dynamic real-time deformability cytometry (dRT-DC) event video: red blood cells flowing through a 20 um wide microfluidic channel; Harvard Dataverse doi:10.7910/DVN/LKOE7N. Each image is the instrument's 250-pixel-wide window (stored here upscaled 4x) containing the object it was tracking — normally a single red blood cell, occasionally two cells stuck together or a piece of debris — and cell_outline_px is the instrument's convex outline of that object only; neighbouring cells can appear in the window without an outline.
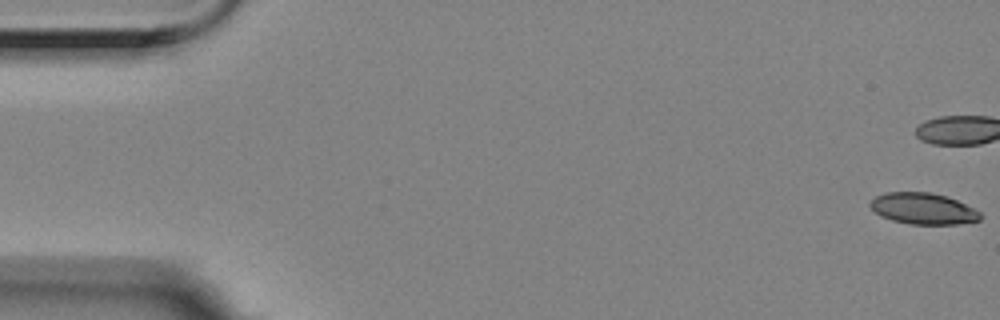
{"species": "Egyptian fruit bat (a non-hibernating species)", "species_latin": "Rousettus aegyptiacus", "temperature_condition": "room temperature", "stored_images_in_passage": 19, "camera_frame_rate_fps": 3000, "um_per_image_px": 0.085, "animal": {"sex": "female"}, "frame": {"image": 1, "passage_image": 1, "time_ms": 0.0, "image_size_px": [1000, 320], "cell_outline_px": [[984, 216], [980, 220], [956, 224], [908, 224], [892, 220], [880, 216], [868, 204], [876, 196], [884, 192], [928, 192], [948, 196], [980, 212]], "centroid_in_image_um": [78.46, 17.73], "position_along_channel_um": 6.5, "area_um2": 20.06}}